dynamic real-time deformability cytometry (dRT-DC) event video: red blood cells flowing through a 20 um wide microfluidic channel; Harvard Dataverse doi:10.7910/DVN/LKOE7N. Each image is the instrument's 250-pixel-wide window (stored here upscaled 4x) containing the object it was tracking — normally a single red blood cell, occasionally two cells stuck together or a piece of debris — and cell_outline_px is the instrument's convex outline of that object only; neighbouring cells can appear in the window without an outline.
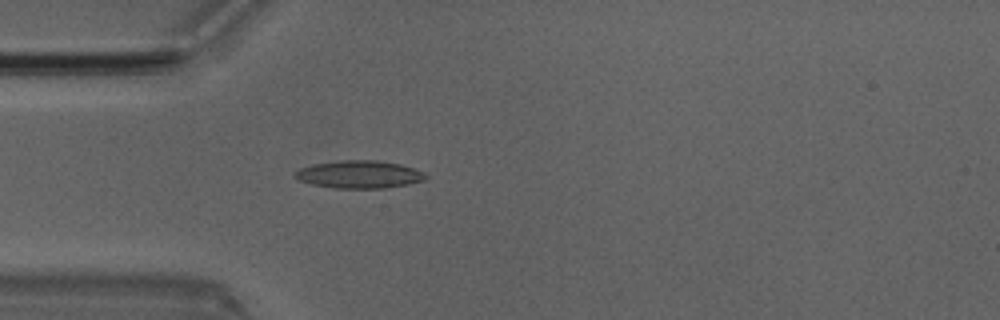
{"species": "Egyptian fruit bat (a non-hibernating species)", "species_latin": "Rousettus aegyptiacus", "temperature_condition": "room temperature", "stored_images_in_passage": 50, "camera_frame_rate_fps": 3000, "um_per_image_px": 0.085, "animal": {"sex": "male"}, "frame": {"image": 1, "passage_image": 14, "time_ms": 4.333, "image_size_px": [1000, 320], "cell_outline_px": [[428, 176], [424, 180], [408, 184], [384, 188], [332, 188], [312, 184], [300, 180], [292, 176], [292, 172], [300, 168], [312, 164], [340, 160], [376, 160], [400, 164], [412, 168]], "centroid_in_image_um": [30.46, 14.82], "position_along_channel_um": 54.5, "area_um2": 21.04}}
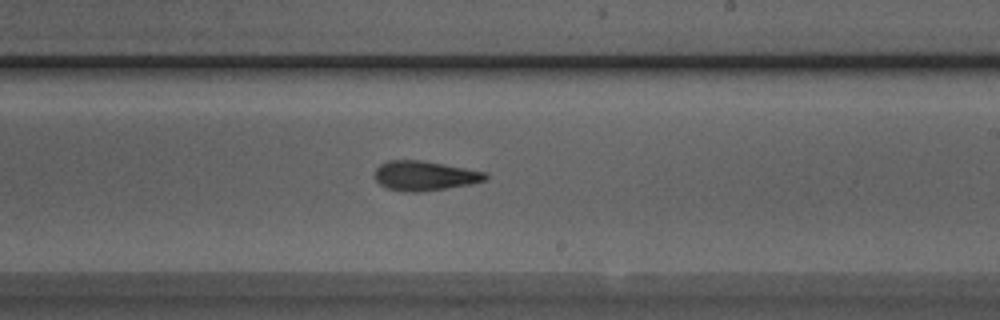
{"frame": {"image": 2, "passage_image": 29, "time_ms": 9.333, "image_size_px": [1000, 320], "cell_outline_px": [[488, 180], [472, 184], [420, 192], [404, 192], [384, 188], [376, 180], [376, 168], [380, 164], [388, 160], [420, 160], [488, 172]], "centroid_in_image_um": [36.11, 14.95], "position_along_channel_um": 252.9, "area_um2": 19.25}}
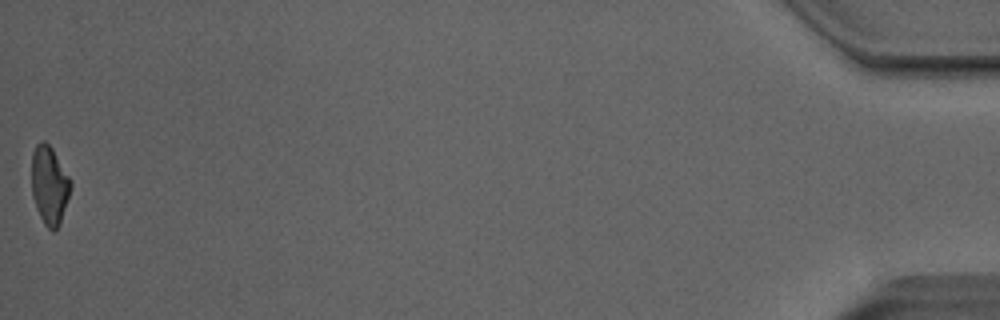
{"frame": {"image": 3, "passage_image": 50, "time_ms": 16.333, "image_size_px": [1000, 320], "cell_outline_px": [[72, 184], [60, 224], [52, 232], [44, 224], [36, 208], [32, 196], [32, 152], [36, 144], [40, 140], [44, 140], [52, 148], [72, 180]], "centroid_in_image_um": [4.2, 15.72], "position_along_channel_um": 431.0, "area_um2": 17.92}, "authors_computed_cell_mechanics": {"area_um2": 18.9873, "velocity_mm_per_s": 4.0591, "shape_relaxation_time_tau1_ms": null, "shape_relaxation_time_tau2_ms": 5.3882, "deformation_change_tau1": null, "deformation_change_tau2": 0.1798}}